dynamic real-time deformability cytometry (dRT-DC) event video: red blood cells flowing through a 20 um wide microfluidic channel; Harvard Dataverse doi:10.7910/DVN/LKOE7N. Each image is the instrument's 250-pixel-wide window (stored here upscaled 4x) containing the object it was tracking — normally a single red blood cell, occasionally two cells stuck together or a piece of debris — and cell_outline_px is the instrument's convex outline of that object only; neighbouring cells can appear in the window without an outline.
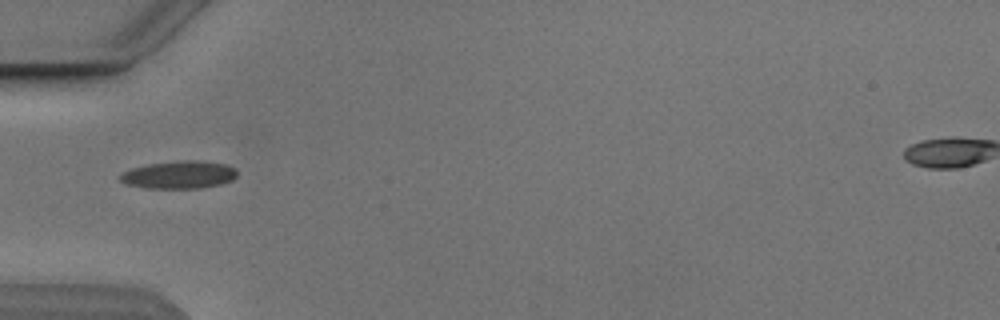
{"species": "Egyptian fruit bat (a non-hibernating species)", "species_latin": "Rousettus aegyptiacus", "temperature_condition": "cold", "stored_images_in_passage": 5, "camera_frame_rate_fps": 3000, "um_per_image_px": 0.085, "animal": {"sex": "male"}, "frame": {"image": 1, "passage_image": 5, "time_ms": 5.667, "image_size_px": [1000, 320], "cell_outline_px": [[236, 176], [232, 180], [220, 184], [200, 188], [144, 188], [128, 184], [120, 180], [120, 176], [124, 172], [132, 168], [148, 164], [184, 160], [196, 160], [224, 164], [232, 168], [236, 172]], "centroid_in_image_um": [15.21, 14.86], "position_along_channel_um": 69.8, "area_um2": 18.55}}